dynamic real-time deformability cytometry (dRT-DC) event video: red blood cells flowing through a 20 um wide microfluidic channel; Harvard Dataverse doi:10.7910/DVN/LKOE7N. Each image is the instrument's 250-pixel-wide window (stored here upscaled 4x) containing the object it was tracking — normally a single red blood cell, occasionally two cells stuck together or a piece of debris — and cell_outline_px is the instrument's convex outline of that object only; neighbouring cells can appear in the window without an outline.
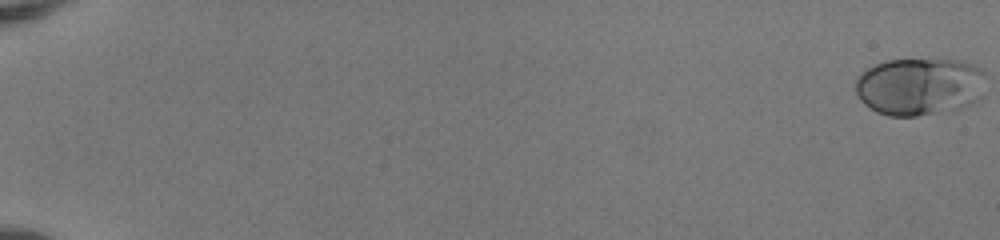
{"species": "human", "species_latin": "Homo sapiens", "temperature_condition": "room temperature", "stored_images_in_passage": 53, "camera_frame_rate_fps": 3000, "um_per_image_px": 0.085, "donor": {"sex": "female"}, "frame": {"image": 1, "passage_image": 1, "time_ms": 0.0, "image_size_px": [1000, 240], "cell_outline_px": [[980, 100], [960, 108], [916, 116], [888, 116], [876, 112], [864, 104], [860, 100], [856, 92], [856, 80], [860, 72], [864, 68], [872, 64], [884, 60], [960, 60], [972, 64], [980, 68]], "centroid_in_image_um": [78.05, 7.35], "position_along_channel_um": 6.9, "area_um2": 43.52}}
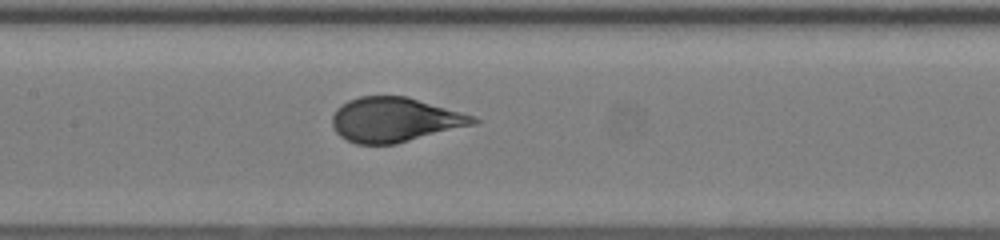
{"frame": {"image": 2, "passage_image": 29, "time_ms": 9.333, "image_size_px": [1000, 240], "cell_outline_px": [[480, 120], [476, 124], [396, 144], [356, 144], [340, 136], [336, 132], [332, 124], [332, 116], [336, 108], [348, 100], [360, 96], [408, 96], [460, 112], [472, 116]], "centroid_in_image_um": [33.53, 10.18], "position_along_channel_um": 173.9, "area_um2": 36.53}}
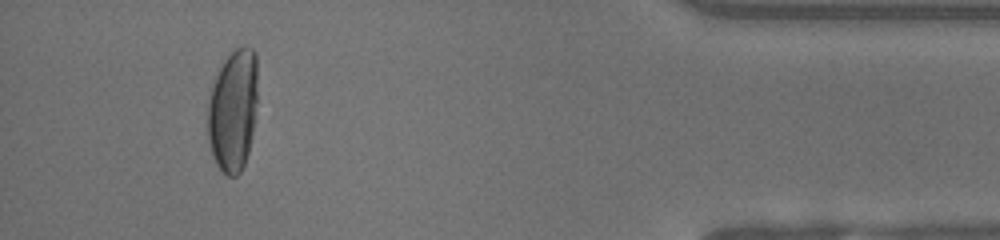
{"frame": {"image": 3, "passage_image": 50, "time_ms": 16.333, "image_size_px": [1000, 240], "cell_outline_px": [[256, 100], [252, 132], [248, 152], [244, 164], [240, 172], [236, 176], [228, 176], [216, 164], [212, 156], [208, 140], [208, 104], [212, 84], [224, 60], [236, 48], [244, 44], [252, 48], [256, 52]], "centroid_in_image_um": [19.79, 9.36], "position_along_channel_um": 415.4, "area_um2": 35.32}, "authors_computed_cell_mechanics": {"area_um2": 37.4544, "velocity_mm_per_s": 4.0893, "shape_relaxation_time_tau1_ms": 4.8775, "shape_relaxation_time_tau2_ms": null, "deformation_change_tau1": 0.2322, "deformation_change_tau2": null}}